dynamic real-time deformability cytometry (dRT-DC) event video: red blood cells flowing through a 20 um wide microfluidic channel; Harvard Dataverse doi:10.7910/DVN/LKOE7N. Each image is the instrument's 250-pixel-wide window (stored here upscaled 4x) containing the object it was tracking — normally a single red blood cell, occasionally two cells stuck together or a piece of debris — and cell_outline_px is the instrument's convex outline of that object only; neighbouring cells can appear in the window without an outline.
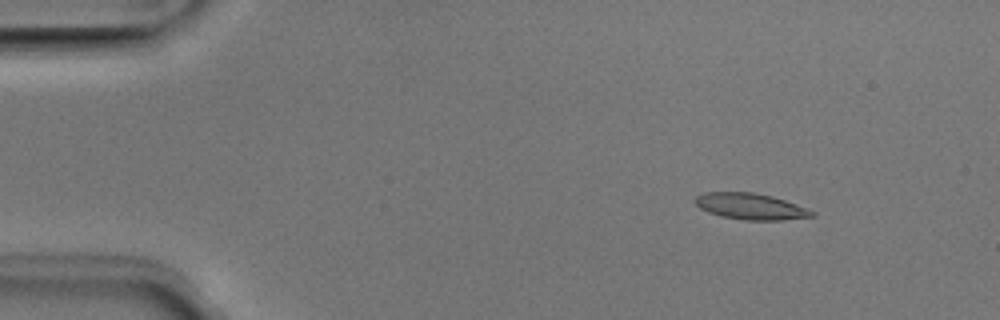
{"species": "Egyptian fruit bat (a non-hibernating species)", "species_latin": "Rousettus aegyptiacus", "temperature_condition": "room temperature", "stored_images_in_passage": 51, "camera_frame_rate_fps": 3000, "um_per_image_px": 0.085, "animal": {"sex": "male"}, "frame": {"image": 1, "passage_image": 7, "time_ms": 2.0, "image_size_px": [1000, 320], "cell_outline_px": [[816, 216], [784, 220], [744, 220], [720, 216], [708, 212], [700, 208], [692, 200], [696, 196], [704, 192], [752, 192], [772, 196], [808, 208], [816, 212]], "centroid_in_image_um": [63.8, 17.55], "position_along_channel_um": 21.2, "area_um2": 18.03}}
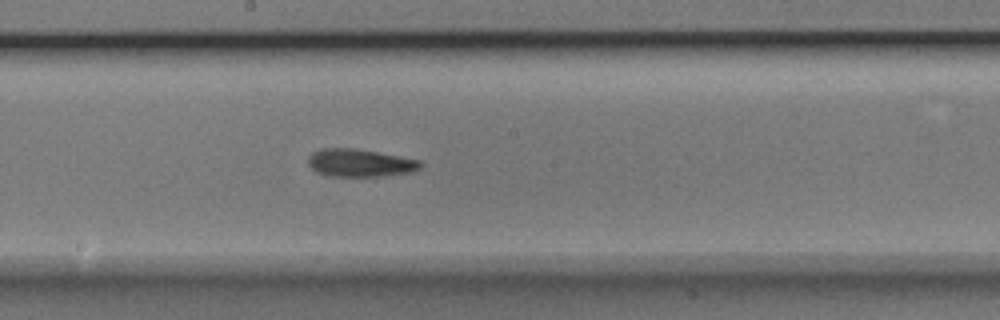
{"frame": {"image": 2, "passage_image": 28, "time_ms": 9.0, "image_size_px": [1000, 320], "cell_outline_px": [[424, 164], [420, 168], [412, 172], [380, 176], [328, 176], [316, 172], [308, 164], [308, 156], [312, 152], [320, 148], [352, 148], [400, 156], [420, 160]], "centroid_in_image_um": [30.58, 13.84], "position_along_channel_um": 217.6, "area_um2": 18.21}}
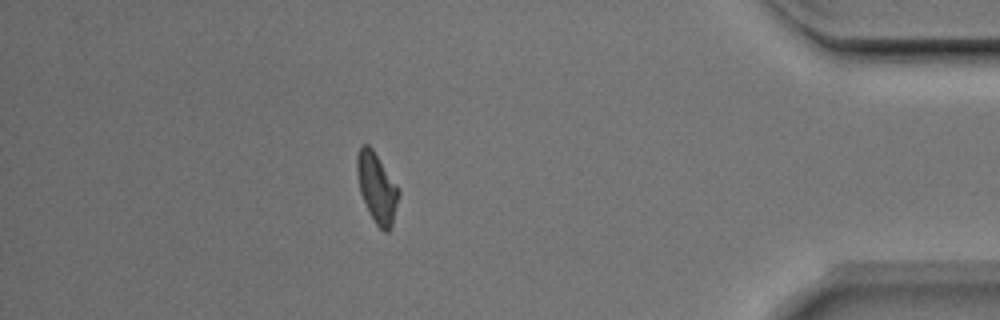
{"frame": {"image": 3, "passage_image": 45, "time_ms": 14.667, "image_size_px": [1000, 320], "cell_outline_px": [[400, 192], [392, 224], [388, 232], [384, 232], [376, 224], [360, 192], [356, 172], [356, 156], [360, 144], [368, 144], [372, 148], [400, 188]], "centroid_in_image_um": [32.03, 15.9], "position_along_channel_um": 403.2, "area_um2": 16.94}, "authors_computed_cell_mechanics": {"area_um2": 17.6868, "velocity_mm_per_s": 4.0163, "shape_relaxation_time_tau1_ms": 3.1384, "shape_relaxation_time_tau2_ms": 4.599, "deformation_change_tau1": 0.1278, "deformation_change_tau2": 0.1121}}